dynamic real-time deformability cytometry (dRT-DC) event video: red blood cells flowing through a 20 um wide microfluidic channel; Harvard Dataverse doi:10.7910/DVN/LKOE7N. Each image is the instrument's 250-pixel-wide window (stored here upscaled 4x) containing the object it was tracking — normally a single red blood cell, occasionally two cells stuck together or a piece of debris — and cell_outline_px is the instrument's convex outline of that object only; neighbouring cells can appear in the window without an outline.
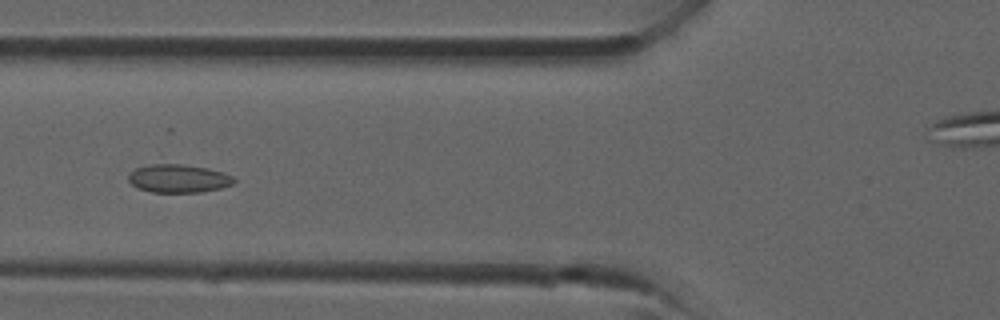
{"species": "common noctule bat (a hibernating species)", "species_latin": "Nyctalus noctula", "temperature_condition": "room temperature", "stored_images_in_passage": 38, "camera_frame_rate_fps": 3000, "um_per_image_px": 0.085, "animal": {"sex": "male", "forearm_length_mm": 52.5}, "frame": {"image": 1, "passage_image": 14, "time_ms": 4.333, "image_size_px": [1000, 320], "cell_outline_px": [[236, 180], [232, 184], [220, 188], [200, 192], [152, 192], [140, 188], [132, 184], [128, 180], [128, 176], [136, 168], [152, 164], [180, 164], [208, 168], [224, 172], [232, 176]], "centroid_in_image_um": [15.2, 15.17], "position_along_channel_um": 110.6, "area_um2": 17.17}}
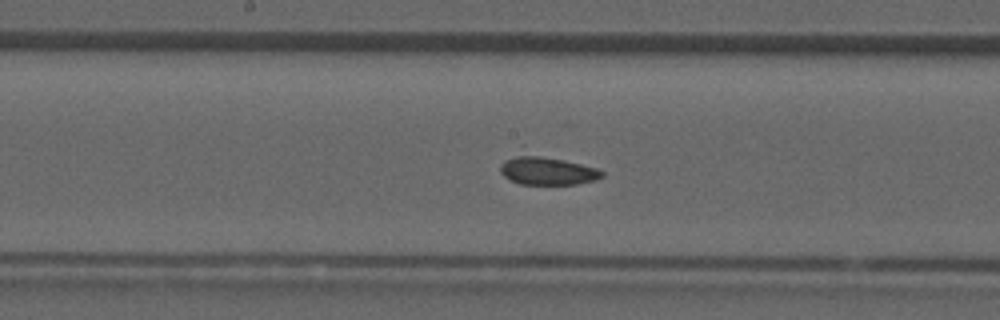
{"frame": {"image": 2, "passage_image": 19, "time_ms": 6.0, "image_size_px": [1000, 320], "cell_outline_px": [[604, 176], [596, 180], [576, 184], [520, 184], [504, 176], [500, 172], [500, 164], [504, 160], [516, 156], [540, 156], [564, 160], [596, 168], [604, 172]], "centroid_in_image_um": [46.53, 14.54], "position_along_channel_um": 201.7, "area_um2": 16.3}}
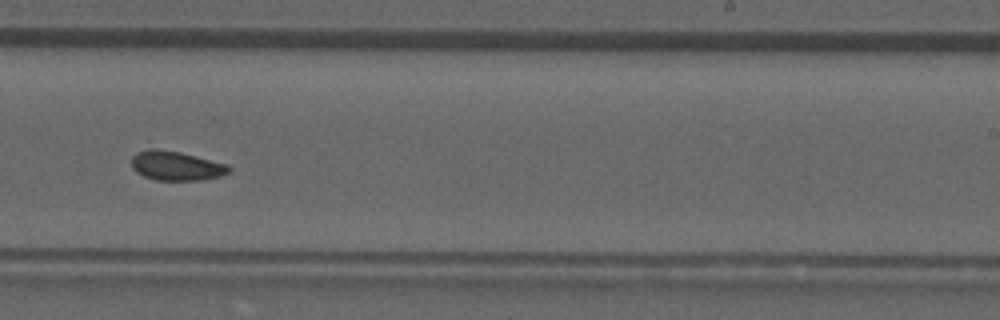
{"frame": {"image": 3, "passage_image": 23, "time_ms": 7.333, "image_size_px": [1000, 320], "cell_outline_px": [[232, 168], [228, 172], [220, 176], [204, 180], [156, 180], [144, 176], [136, 172], [132, 168], [132, 156], [136, 152], [148, 148], [156, 148], [180, 152], [228, 164]], "centroid_in_image_um": [14.96, 14.08], "position_along_channel_um": 274.0, "area_um2": 16.76}}